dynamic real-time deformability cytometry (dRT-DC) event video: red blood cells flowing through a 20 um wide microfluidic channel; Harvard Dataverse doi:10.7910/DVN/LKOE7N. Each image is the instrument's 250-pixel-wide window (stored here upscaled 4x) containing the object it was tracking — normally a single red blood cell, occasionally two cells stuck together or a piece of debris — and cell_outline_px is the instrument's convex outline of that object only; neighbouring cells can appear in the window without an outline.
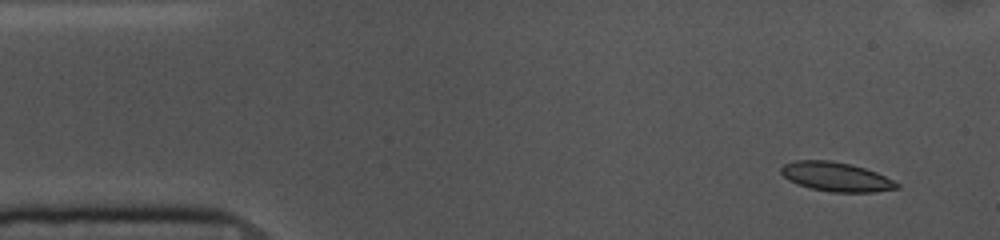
{"species": "common noctule bat (a hibernating species)", "species_latin": "Nyctalus noctula", "temperature_condition": "cold", "stored_images_in_passage": 51, "camera_frame_rate_fps": 3000, "um_per_image_px": 0.085, "animal": {"sex": "female", "body_mass_g": 10.0, "forearm_length_mm": 53.1}, "frame": {"image": 1, "passage_image": 1, "time_ms": 0.0, "image_size_px": [1000, 240], "cell_outline_px": [[900, 188], [872, 192], [832, 192], [812, 188], [796, 184], [788, 180], [780, 172], [780, 168], [784, 164], [796, 160], [832, 160], [864, 168], [876, 172], [900, 184]], "centroid_in_image_um": [71.04, 15.02], "position_along_channel_um": 14.0, "area_um2": 19.59}}
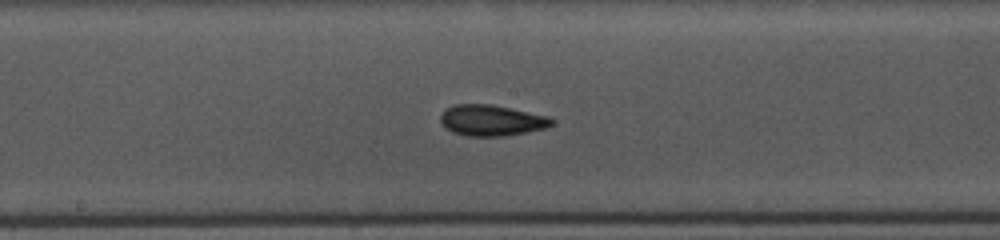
{"frame": {"image": 2, "passage_image": 24, "time_ms": 7.667, "image_size_px": [1000, 240], "cell_outline_px": [[552, 124], [548, 128], [504, 136], [464, 136], [452, 132], [444, 128], [440, 120], [440, 116], [452, 104], [492, 104], [548, 116], [552, 120]], "centroid_in_image_um": [41.75, 10.24], "position_along_channel_um": 206.4, "area_um2": 20.11}}
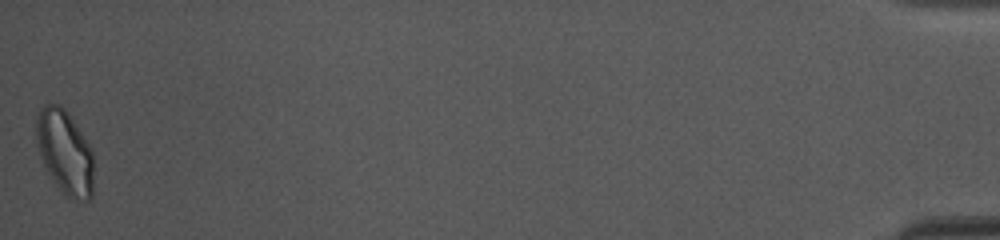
{"frame": {"image": 3, "passage_image": 51, "time_ms": 16.667, "image_size_px": [1000, 240], "cell_outline_px": [[92, 196], [88, 200], [84, 200], [64, 196], [48, 172], [44, 164], [36, 140], [36, 116], [40, 108], [44, 104], [60, 104], [68, 112], [92, 148]], "centroid_in_image_um": [5.51, 12.89], "position_along_channel_um": 429.7, "area_um2": 27.92}, "authors_computed_cell_mechanics": {"area_um2": 19.652, "velocity_mm_per_s": 3.624, "shape_relaxation_time_tau1_ms": 3.483, "shape_relaxation_time_tau2_ms": 1.5382, "deformation_change_tau1": 0.1211, "deformation_change_tau2": 0.0707}}